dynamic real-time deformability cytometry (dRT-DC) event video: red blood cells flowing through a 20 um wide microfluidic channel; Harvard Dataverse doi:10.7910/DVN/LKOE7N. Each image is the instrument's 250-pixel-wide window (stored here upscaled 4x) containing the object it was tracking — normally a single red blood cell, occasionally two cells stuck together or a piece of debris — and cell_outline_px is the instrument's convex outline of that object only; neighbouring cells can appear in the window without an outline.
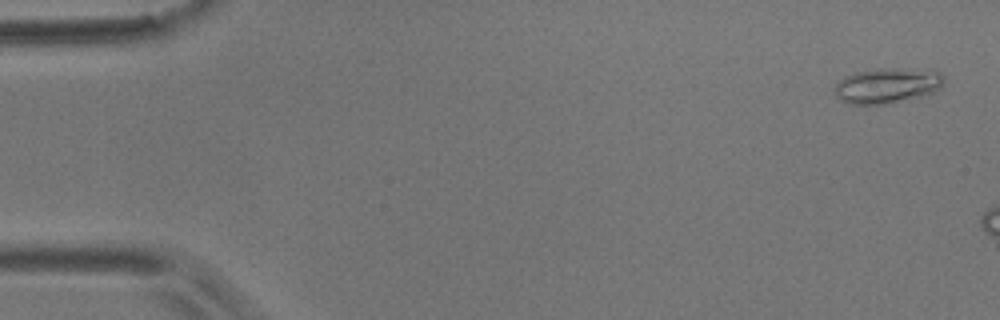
{"species": "common noctule bat (a hibernating species)", "species_latin": "Nyctalus noctula", "temperature_condition": "room temperature", "stored_images_in_passage": 3, "camera_frame_rate_fps": 3000, "um_per_image_px": 0.085, "animal": {"sex": "male", "body_mass_g": 17.9}, "frame": {"image": 1, "passage_image": 1, "time_ms": 0.0, "image_size_px": [1000, 320], "cell_outline_px": [[944, 84], [936, 92], [908, 100], [888, 104], [848, 104], [840, 100], [836, 96], [836, 84], [844, 76], [856, 72], [876, 68], [936, 68], [944, 76]], "centroid_in_image_um": [75.51, 7.25], "position_along_channel_um": 9.5, "area_um2": 23.24}}